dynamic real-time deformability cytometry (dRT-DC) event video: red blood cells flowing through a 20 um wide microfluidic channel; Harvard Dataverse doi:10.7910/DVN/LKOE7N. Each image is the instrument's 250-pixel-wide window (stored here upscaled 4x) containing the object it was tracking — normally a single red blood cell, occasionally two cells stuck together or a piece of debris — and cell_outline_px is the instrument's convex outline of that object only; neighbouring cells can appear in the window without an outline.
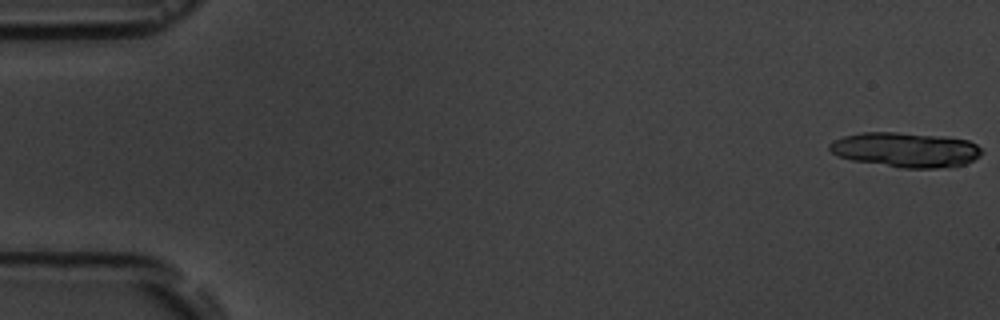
{"species": "common noctule bat (a hibernating species)", "species_latin": "Nyctalus noctula", "temperature_condition": "room temperature", "stored_images_in_passage": 17, "camera_frame_rate_fps": 3000, "um_per_image_px": 0.085, "animal": {"sex": "male", "body_mass_g": 19.5, "forearm_length_mm": 54.6}, "frame": {"image": 1, "passage_image": 1, "time_ms": 0.0, "image_size_px": [1000, 320], "cell_outline_px": [[984, 152], [980, 156], [964, 164], [948, 168], [900, 168], [852, 160], [836, 156], [828, 148], [828, 144], [832, 140], [844, 136], [860, 132], [896, 132], [944, 136], [968, 140], [976, 144]], "centroid_in_image_um": [76.97, 12.73], "position_along_channel_um": 8.0, "area_um2": 31.27}}
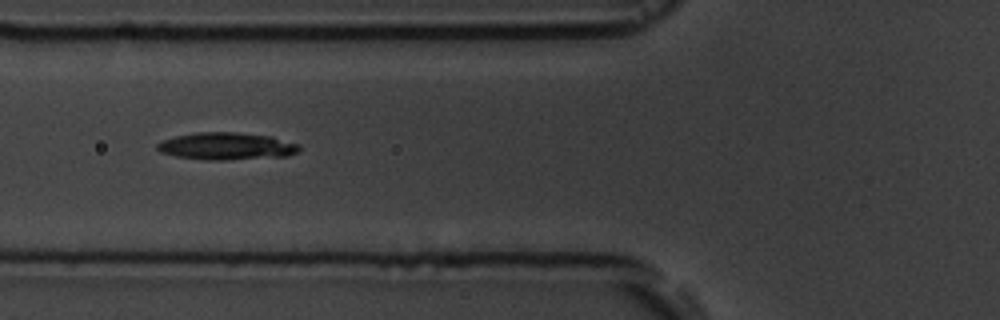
{"frame": {"image": 2, "passage_image": 7, "time_ms": 7.0, "image_size_px": [1000, 320], "cell_outline_px": [[300, 148], [296, 152], [288, 156], [228, 160], [204, 160], [176, 156], [160, 152], [156, 148], [156, 144], [164, 140], [176, 136], [192, 132], [236, 132], [272, 136], [300, 144]], "centroid_in_image_um": [19.26, 12.42], "position_along_channel_um": 106.5, "area_um2": 22.77}}
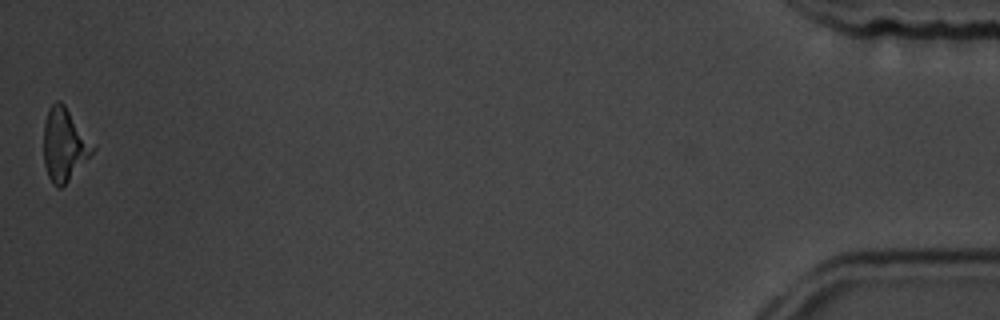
{"frame": {"image": 3, "passage_image": 17, "time_ms": 18.333, "image_size_px": [1000, 320], "cell_outline_px": [[96, 148], [68, 180], [60, 188], [56, 188], [52, 184], [48, 176], [44, 164], [44, 124], [48, 108], [56, 100], [60, 100], [64, 104], [96, 144]], "centroid_in_image_um": [5.47, 12.26], "position_along_channel_um": 429.7, "area_um2": 20.87}, "authors_computed_cell_mechanics": {"area_um2": 22.5998, "velocity_mm_per_s": 3.6986, "shape_relaxation_time_tau1_ms": 6.438, "shape_relaxation_time_tau2_ms": 5.5924, "deformation_change_tau1": 0.1015, "deformation_change_tau2": 0.1355}}